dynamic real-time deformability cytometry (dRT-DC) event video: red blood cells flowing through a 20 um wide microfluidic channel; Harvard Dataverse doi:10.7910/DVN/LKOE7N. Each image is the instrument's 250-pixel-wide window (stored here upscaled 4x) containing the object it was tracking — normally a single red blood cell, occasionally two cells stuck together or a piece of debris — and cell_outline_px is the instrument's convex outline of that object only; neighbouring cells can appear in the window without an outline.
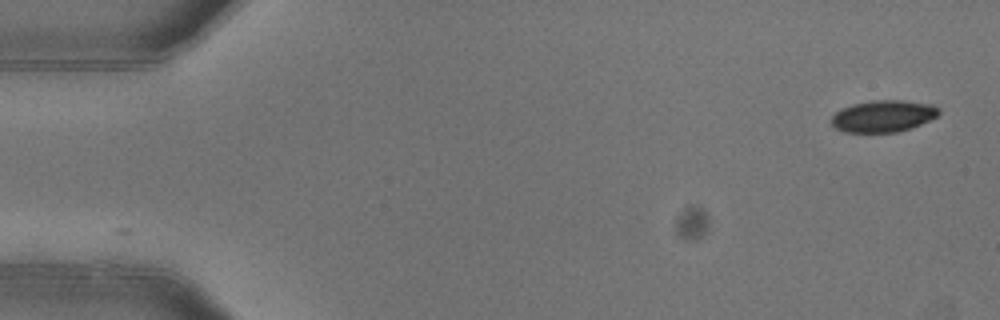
{"species": "common noctule bat (a hibernating species)", "species_latin": "Nyctalus noctula", "temperature_condition": "warm", "stored_images_in_passage": 2, "camera_frame_rate_fps": 3000, "um_per_image_px": 0.085, "animal": {"sex": "female"}, "frame": {"image": 1, "passage_image": 2, "time_ms": 0.333, "image_size_px": [1000, 320], "cell_outline_px": [[940, 112], [936, 116], [912, 128], [896, 132], [844, 132], [836, 128], [832, 124], [832, 116], [840, 108], [852, 104], [872, 100], [900, 100], [932, 104], [940, 108]], "centroid_in_image_um": [75.07, 9.86], "position_along_channel_um": 9.9, "area_um2": 19.88}}